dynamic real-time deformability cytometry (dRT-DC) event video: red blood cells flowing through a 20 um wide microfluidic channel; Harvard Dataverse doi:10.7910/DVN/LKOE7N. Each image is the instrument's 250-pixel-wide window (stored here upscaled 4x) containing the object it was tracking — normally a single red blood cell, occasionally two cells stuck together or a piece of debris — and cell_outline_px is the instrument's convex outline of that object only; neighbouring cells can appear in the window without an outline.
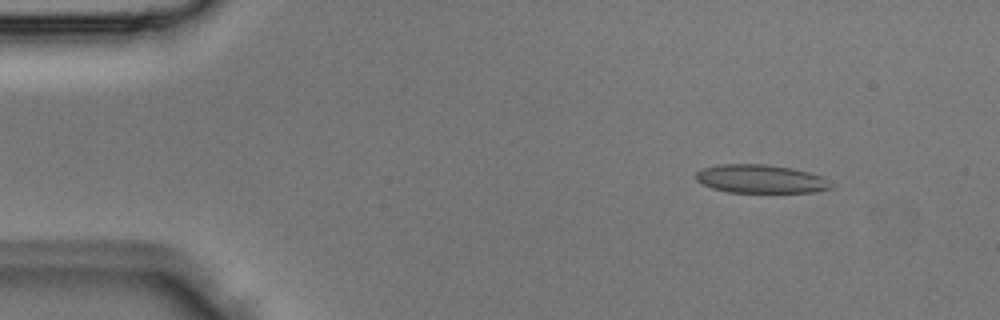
{"species": "Egyptian fruit bat (a non-hibernating species)", "species_latin": "Rousettus aegyptiacus", "temperature_condition": "room temperature", "stored_images_in_passage": 4, "camera_frame_rate_fps": 3000, "um_per_image_px": 0.085, "animal": {"sex": "male"}, "frame": {"image": 1, "passage_image": 1, "time_ms": 0.0, "image_size_px": [1000, 320], "cell_outline_px": [[836, 188], [816, 192], [728, 192], [712, 188], [696, 180], [696, 172], [704, 168], [716, 164], [768, 164], [792, 168], [808, 172], [820, 176], [836, 184]], "centroid_in_image_um": [64.72, 15.21], "position_along_channel_um": 20.3, "area_um2": 22.6}}
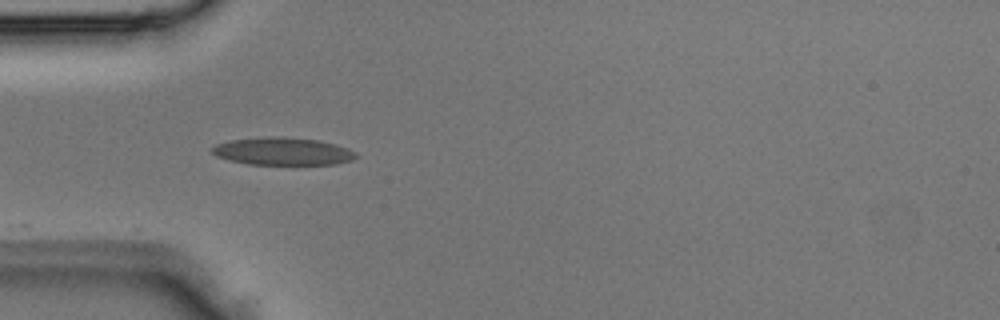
{"frame": {"image": 2, "passage_image": 3, "time_ms": 0.667, "image_size_px": [1000, 320], "cell_outline_px": [[356, 156], [352, 160], [336, 164], [248, 164], [228, 160], [216, 156], [212, 152], [212, 148], [216, 144], [232, 140], [272, 136], [276, 136], [316, 140], [336, 144], [348, 148], [356, 152]], "centroid_in_image_um": [24.03, 12.86], "position_along_channel_um": 61.0, "area_um2": 22.95}}
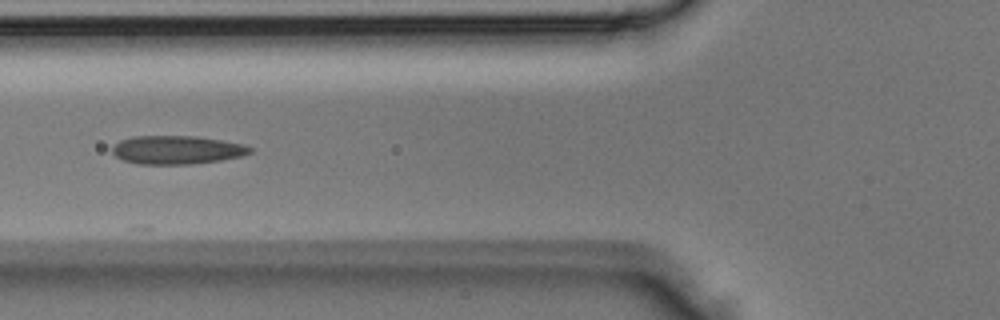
{"frame": {"image": 3, "passage_image": 4, "time_ms": 1.0, "image_size_px": [1000, 320], "cell_outline_px": [[252, 152], [240, 156], [220, 160], [188, 164], [136, 164], [124, 160], [116, 156], [112, 152], [112, 148], [120, 140], [132, 136], [196, 136], [244, 144], [252, 148]], "centroid_in_image_um": [15.02, 12.73], "position_along_channel_um": 110.8, "area_um2": 22.72}}